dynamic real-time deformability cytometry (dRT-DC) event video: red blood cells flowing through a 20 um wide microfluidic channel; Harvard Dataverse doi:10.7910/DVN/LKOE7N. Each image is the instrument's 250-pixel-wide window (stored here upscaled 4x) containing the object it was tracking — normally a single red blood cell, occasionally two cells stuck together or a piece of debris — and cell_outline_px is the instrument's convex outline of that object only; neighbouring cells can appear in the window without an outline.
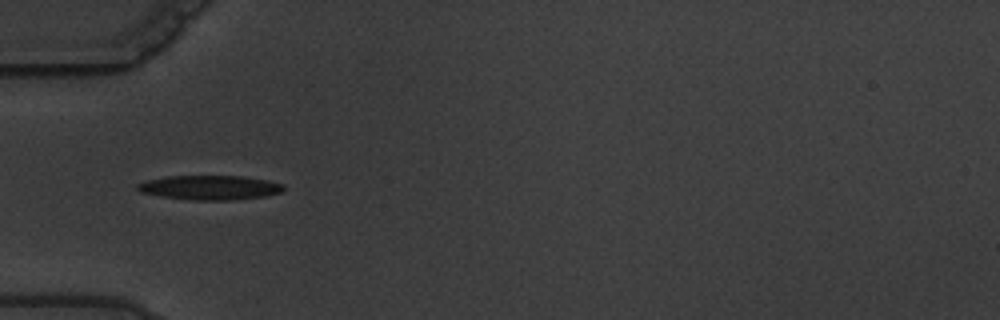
{"species": "common noctule bat (a hibernating species)", "species_latin": "Nyctalus noctula", "temperature_condition": "warm", "stored_images_in_passage": 6, "camera_frame_rate_fps": 3000, "um_per_image_px": 0.085, "animal": {"sex": "male", "body_mass_g": 19.5, "forearm_length_mm": 54.6}, "frame": {"image": 1, "passage_image": 4, "time_ms": 3.333, "image_size_px": [1000, 320], "cell_outline_px": [[284, 188], [280, 192], [264, 196], [232, 200], [192, 200], [160, 196], [140, 192], [136, 188], [136, 184], [148, 180], [168, 176], [244, 176], [268, 180], [284, 184]], "centroid_in_image_um": [17.83, 15.94], "position_along_channel_um": 67.2, "area_um2": 20.75}}